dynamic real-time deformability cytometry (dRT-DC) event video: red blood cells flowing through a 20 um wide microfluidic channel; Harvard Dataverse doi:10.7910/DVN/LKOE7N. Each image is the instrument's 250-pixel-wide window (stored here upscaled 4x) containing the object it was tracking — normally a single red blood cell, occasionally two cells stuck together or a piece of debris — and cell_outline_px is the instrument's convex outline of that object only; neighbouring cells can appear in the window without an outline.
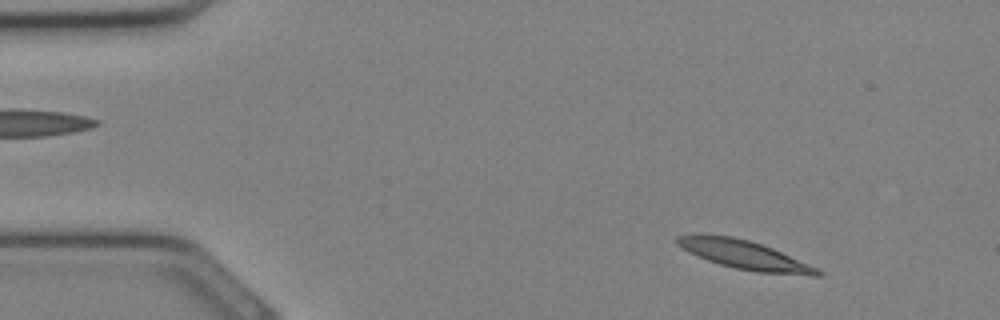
{"species": "Egyptian fruit bat (a non-hibernating species)", "species_latin": "Rousettus aegyptiacus", "temperature_condition": "cold", "stored_images_in_passage": 31, "camera_frame_rate_fps": 3000, "um_per_image_px": 0.085, "animal": {"sex": "female"}, "frame": {"image": 1, "passage_image": 2, "time_ms": 0.333, "image_size_px": [1000, 320], "cell_outline_px": [[824, 276], [812, 276], [756, 272], [736, 268], [720, 264], [708, 260], [688, 252], [676, 244], [676, 236], [700, 232], [732, 236], [748, 240], [772, 248], [820, 268], [824, 272]], "centroid_in_image_um": [63.29, 21.65], "position_along_channel_um": 21.7, "area_um2": 23.99}}
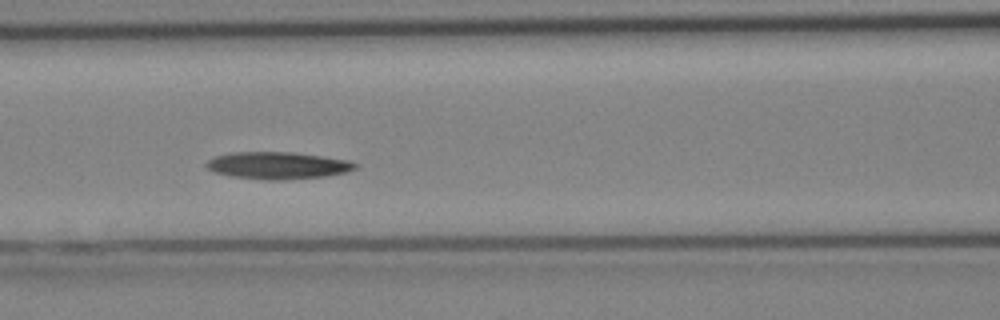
{"frame": {"image": 2, "passage_image": 12, "time_ms": 3.667, "image_size_px": [1000, 320], "cell_outline_px": [[360, 164], [356, 168], [348, 172], [324, 176], [284, 180], [264, 180], [232, 176], [212, 172], [204, 164], [208, 160], [216, 156], [232, 152], [292, 152], [348, 160]], "centroid_in_image_um": [23.6, 14.07], "position_along_channel_um": 143.0, "area_um2": 23.58}}
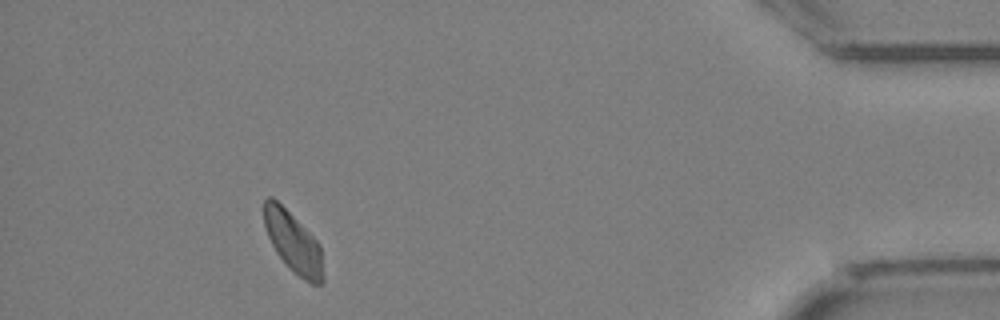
{"frame": {"image": 3, "passage_image": 28, "time_ms": 9.0, "image_size_px": [1000, 320], "cell_outline_px": [[324, 280], [320, 284], [312, 284], [304, 280], [292, 272], [288, 268], [276, 252], [268, 236], [264, 224], [264, 200], [268, 196], [272, 196], [320, 244], [324, 276]], "centroid_in_image_um": [24.93, 20.65], "position_along_channel_um": 410.3, "area_um2": 20.69}}